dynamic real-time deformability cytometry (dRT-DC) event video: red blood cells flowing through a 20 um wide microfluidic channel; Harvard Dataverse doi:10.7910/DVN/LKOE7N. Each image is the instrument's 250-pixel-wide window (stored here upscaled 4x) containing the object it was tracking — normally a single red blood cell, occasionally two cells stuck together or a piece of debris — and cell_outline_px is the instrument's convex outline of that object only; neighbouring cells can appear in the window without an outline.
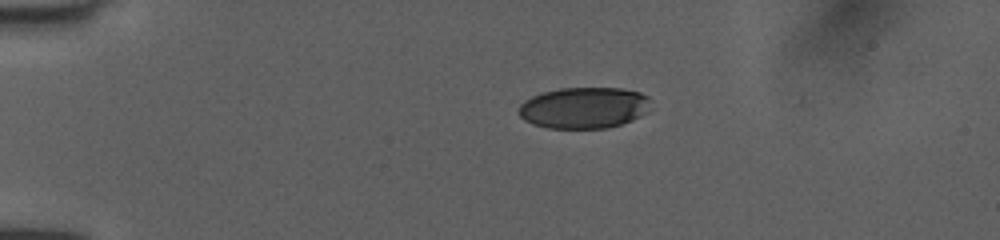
{"species": "human", "species_latin": "Homo sapiens", "temperature_condition": "room temperature", "stored_images_in_passage": 38, "camera_frame_rate_fps": 3000, "um_per_image_px": 0.085, "donor": {"sex": "female"}, "frame": {"image": 1, "passage_image": 1, "time_ms": 0.0, "image_size_px": [1000, 240], "cell_outline_px": [[644, 96], [632, 116], [628, 120], [616, 124], [596, 128], [556, 128], [536, 124], [528, 120], [520, 112], [520, 108], [528, 100], [536, 96], [548, 92], [572, 88], [612, 88], [636, 92]], "centroid_in_image_um": [49.45, 9.16], "position_along_channel_um": 35.5, "area_um2": 28.44}}
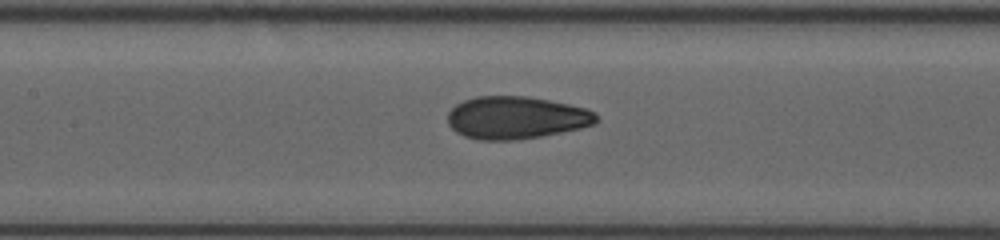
{"frame": {"image": 2, "passage_image": 15, "time_ms": 4.667, "image_size_px": [1000, 240], "cell_outline_px": [[596, 120], [588, 124], [572, 128], [528, 136], [472, 136], [456, 128], [452, 124], [452, 112], [460, 104], [472, 100], [492, 96], [504, 96], [540, 100], [580, 108], [592, 112], [596, 116]], "centroid_in_image_um": [43.93, 9.94], "position_along_channel_um": 163.5, "area_um2": 31.56}}
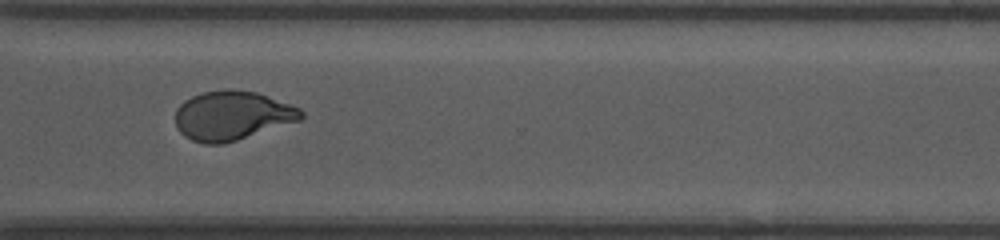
{"frame": {"image": 3, "passage_image": 29, "time_ms": 9.333, "image_size_px": [1000, 240], "cell_outline_px": [[300, 116], [232, 140], [196, 140], [188, 136], [180, 128], [176, 120], [176, 112], [188, 100], [196, 96], [208, 92], [248, 92], [264, 96], [296, 108], [300, 112]], "centroid_in_image_um": [19.63, 9.79], "position_along_channel_um": 351.0, "area_um2": 31.27}, "authors_computed_cell_mechanics": {"area_um2": 31.1253, "velocity_mm_per_s": 4.0464, "shape_relaxation_time_tau1_ms": 5.7338, "shape_relaxation_time_tau2_ms": 0.8354, "deformation_change_tau1": 0.2317, "deformation_change_tau2": 0.0714}}